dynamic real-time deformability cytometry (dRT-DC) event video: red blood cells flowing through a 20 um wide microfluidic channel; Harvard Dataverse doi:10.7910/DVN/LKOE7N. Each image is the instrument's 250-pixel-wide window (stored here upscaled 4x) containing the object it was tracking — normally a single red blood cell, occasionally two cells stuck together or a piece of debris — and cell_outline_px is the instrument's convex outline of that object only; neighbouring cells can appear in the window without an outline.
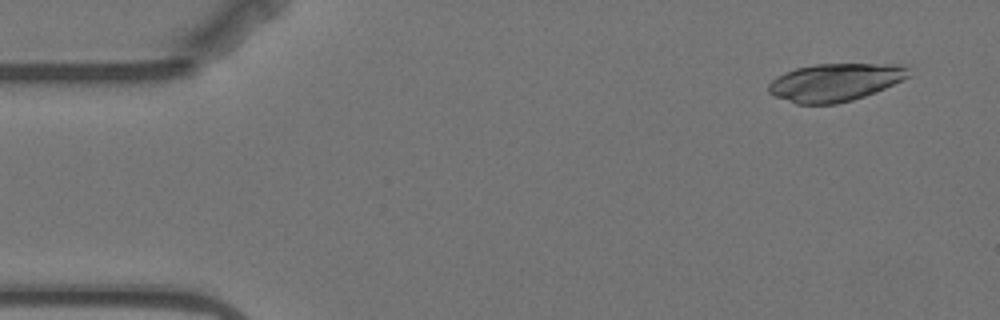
{"species": "Egyptian fruit bat (a non-hibernating species)", "species_latin": "Rousettus aegyptiacus", "temperature_condition": "warm", "stored_images_in_passage": 5, "camera_frame_rate_fps": 3000, "um_per_image_px": 0.085, "animal": {"sex": "female"}, "frame": {"image": 1, "passage_image": 1, "time_ms": 0.0, "image_size_px": [1000, 320], "cell_outline_px": [[912, 76], [876, 92], [852, 100], [836, 104], [796, 104], [776, 96], [768, 92], [768, 84], [776, 76], [784, 72], [796, 68], [816, 64], [900, 64], [908, 68]], "centroid_in_image_um": [71.0, 6.99], "position_along_channel_um": 14.0, "area_um2": 30.98}}
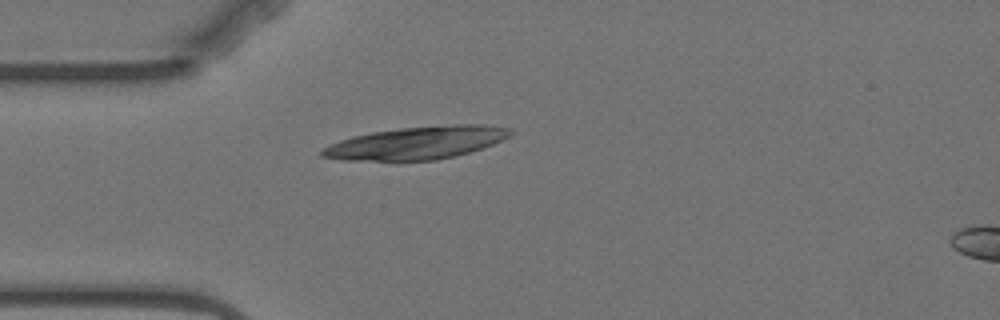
{"frame": {"image": 2, "passage_image": 4, "time_ms": 3.667, "image_size_px": [1000, 320], "cell_outline_px": [[512, 132], [508, 136], [492, 144], [456, 156], [436, 160], [340, 160], [320, 156], [320, 152], [324, 148], [340, 140], [352, 136], [372, 132], [400, 128], [456, 124], [484, 124], [512, 128]], "centroid_in_image_um": [35.41, 12.14], "position_along_channel_um": 49.6, "area_um2": 35.55}}